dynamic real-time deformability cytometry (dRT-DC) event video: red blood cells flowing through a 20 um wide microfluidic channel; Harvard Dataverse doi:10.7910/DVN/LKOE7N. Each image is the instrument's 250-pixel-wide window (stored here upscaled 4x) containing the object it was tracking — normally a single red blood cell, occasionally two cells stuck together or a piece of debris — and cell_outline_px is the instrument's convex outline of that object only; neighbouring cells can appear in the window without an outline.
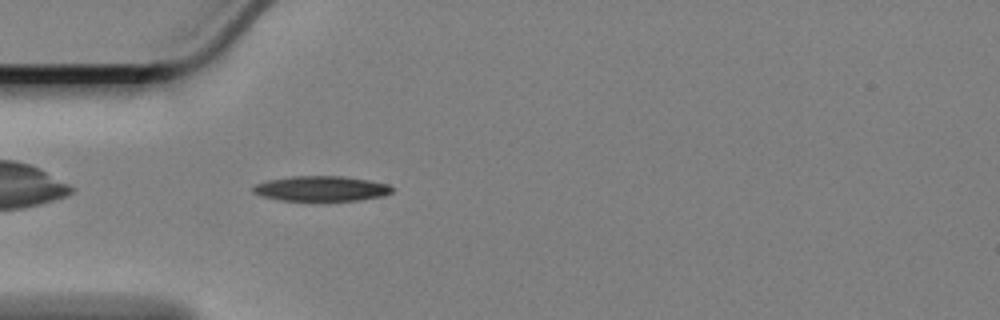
{"species": "Egyptian fruit bat (a non-hibernating species)", "species_latin": "Rousettus aegyptiacus", "temperature_condition": "cold", "stored_images_in_passage": 45, "camera_frame_rate_fps": 3000, "um_per_image_px": 0.085, "animal": {"sex": "female"}, "frame": {"image": 1, "passage_image": 3, "time_ms": 0.667, "image_size_px": [1000, 320], "cell_outline_px": [[392, 192], [384, 196], [360, 200], [280, 200], [264, 196], [252, 192], [252, 188], [256, 184], [268, 180], [292, 176], [344, 176], [368, 180], [388, 184], [392, 188]], "centroid_in_image_um": [27.32, 16.02], "position_along_channel_um": 57.7, "area_um2": 20.17}}
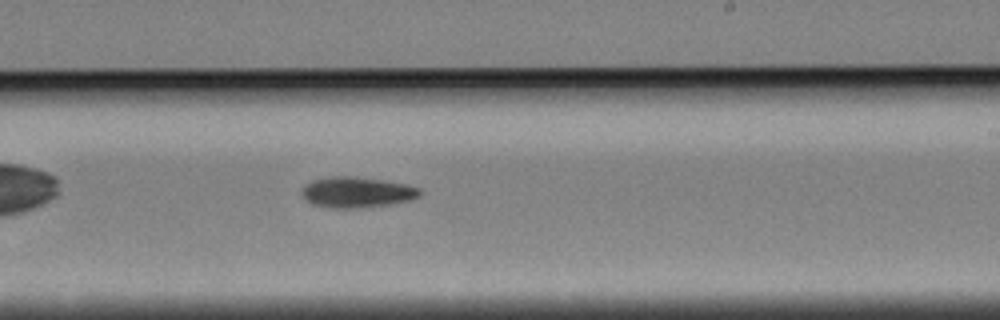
{"frame": {"image": 2, "passage_image": 21, "time_ms": 6.667, "image_size_px": [1000, 320], "cell_outline_px": [[420, 196], [412, 200], [388, 204], [360, 208], [328, 208], [312, 204], [300, 192], [304, 184], [312, 180], [332, 176], [348, 176], [380, 180], [404, 184], [420, 188]], "centroid_in_image_um": [30.3, 16.35], "position_along_channel_um": 258.7, "area_um2": 20.98}}
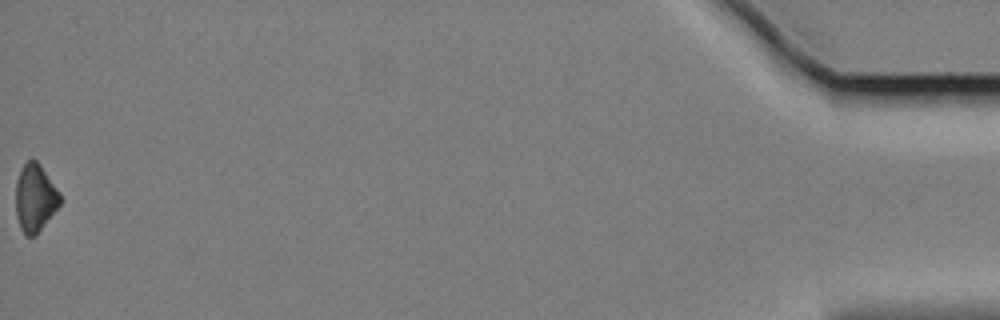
{"frame": {"image": 3, "passage_image": 45, "time_ms": 14.667, "image_size_px": [1000, 320], "cell_outline_px": [[60, 204], [36, 236], [24, 236], [20, 228], [16, 216], [16, 180], [20, 168], [28, 160], [36, 160], [40, 164], [60, 192]], "centroid_in_image_um": [2.96, 16.84], "position_along_channel_um": 432.2, "area_um2": 17.57}, "authors_computed_cell_mechanics": {"area_um2": 19.7676, "velocity_mm_per_s": 3.3969, "shape_relaxation_time_tau1_ms": 4.2137, "shape_relaxation_time_tau2_ms": null, "deformation_change_tau1": 0.1162, "deformation_change_tau2": null}}